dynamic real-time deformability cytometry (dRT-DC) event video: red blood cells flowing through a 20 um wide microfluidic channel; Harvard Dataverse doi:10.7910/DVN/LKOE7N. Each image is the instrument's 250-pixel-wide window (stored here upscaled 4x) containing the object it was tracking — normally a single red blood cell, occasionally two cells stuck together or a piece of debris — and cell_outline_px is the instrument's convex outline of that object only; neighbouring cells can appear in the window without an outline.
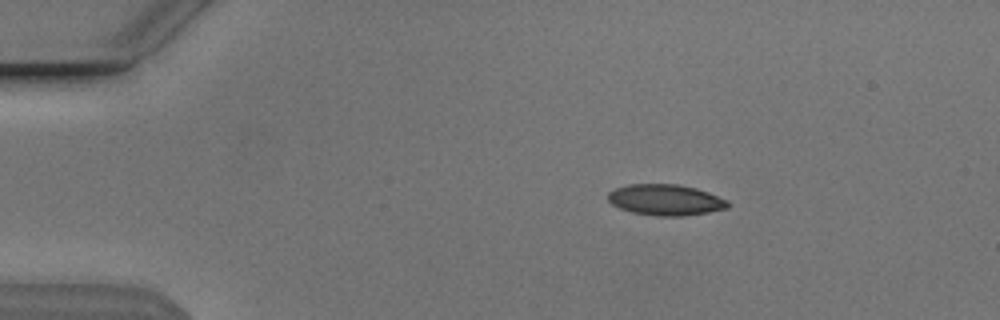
{"species": "Egyptian fruit bat (a non-hibernating species)", "species_latin": "Rousettus aegyptiacus", "temperature_condition": "cold", "stored_images_in_passage": 45, "camera_frame_rate_fps": 3000, "um_per_image_px": 0.085, "animal": {"sex": "male"}, "frame": {"image": 1, "passage_image": 1, "time_ms": 0.0, "image_size_px": [1000, 320], "cell_outline_px": [[728, 208], [708, 212], [684, 216], [656, 216], [632, 212], [620, 208], [612, 204], [608, 200], [608, 192], [616, 188], [628, 184], [676, 184], [696, 188], [708, 192], [728, 200]], "centroid_in_image_um": [56.56, 16.99], "position_along_channel_um": 28.4, "area_um2": 21.62}}
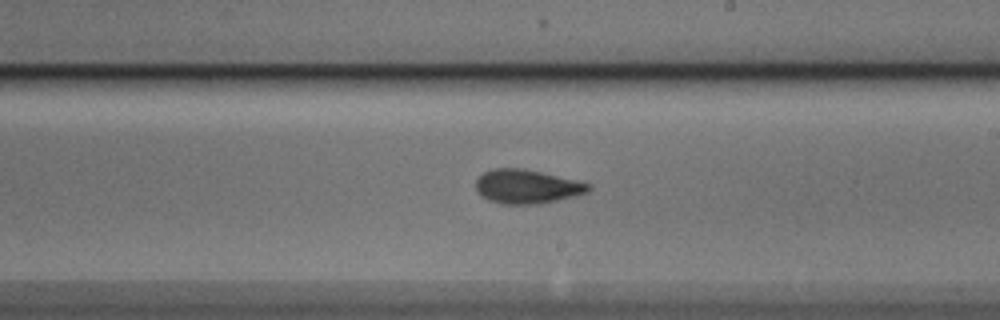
{"frame": {"image": 2, "passage_image": 23, "time_ms": 7.333, "image_size_px": [1000, 320], "cell_outline_px": [[592, 188], [588, 192], [540, 204], [504, 204], [488, 200], [480, 196], [476, 188], [476, 180], [484, 172], [492, 168], [524, 168], [592, 184]], "centroid_in_image_um": [44.77, 15.85], "position_along_channel_um": 244.2, "area_um2": 22.25}}
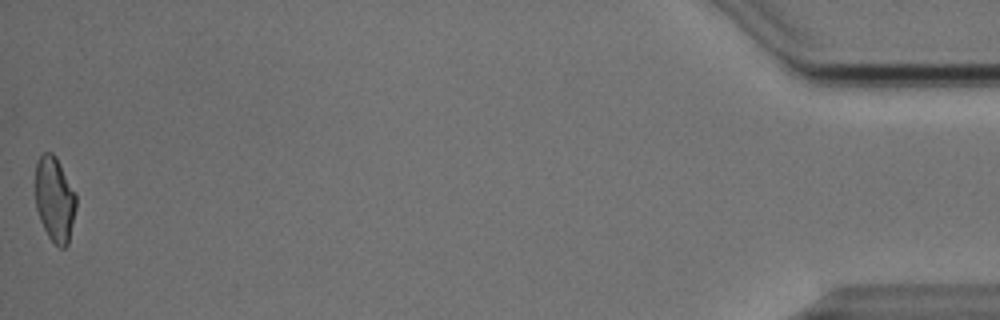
{"frame": {"image": 3, "passage_image": 45, "time_ms": 14.667, "image_size_px": [1000, 320], "cell_outline_px": [[76, 208], [68, 244], [64, 248], [60, 248], [48, 236], [40, 220], [36, 208], [36, 164], [40, 156], [44, 152], [52, 152], [56, 156], [76, 192]], "centroid_in_image_um": [4.66, 16.93], "position_along_channel_um": 430.5, "area_um2": 20.23}, "authors_computed_cell_mechanics": {"area_um2": 21.6172, "velocity_mm_per_s": 3.8343, "shape_relaxation_time_tau1_ms": 4.6189, "shape_relaxation_time_tau2_ms": 2.2616, "deformation_change_tau1": 0.1414, "deformation_change_tau2": 0.093}}